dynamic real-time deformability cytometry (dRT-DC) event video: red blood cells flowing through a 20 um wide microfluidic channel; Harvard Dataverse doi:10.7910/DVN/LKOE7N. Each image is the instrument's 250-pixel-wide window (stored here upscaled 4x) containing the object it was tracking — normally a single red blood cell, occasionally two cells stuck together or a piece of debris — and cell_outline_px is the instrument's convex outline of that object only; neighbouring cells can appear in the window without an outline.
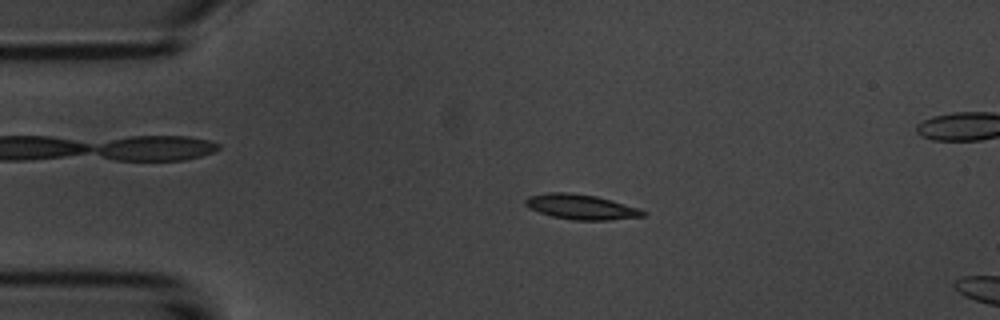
{"species": "common noctule bat (a hibernating species)", "species_latin": "Nyctalus noctula", "temperature_condition": "room temperature", "stored_images_in_passage": 55, "camera_frame_rate_fps": 3000, "um_per_image_px": 0.085, "animal": {"sex": "male", "body_mass_g": 20.1, "forearm_length_mm": 53.5}, "frame": {"image": 1, "passage_image": 11, "time_ms": 3.333, "image_size_px": [1000, 320], "cell_outline_px": [[648, 216], [608, 220], [572, 220], [552, 216], [528, 208], [524, 204], [524, 200], [528, 196], [548, 192], [572, 192], [596, 196], [612, 200], [640, 208], [648, 212]], "centroid_in_image_um": [49.42, 17.58], "position_along_channel_um": 35.6, "area_um2": 17.46}}
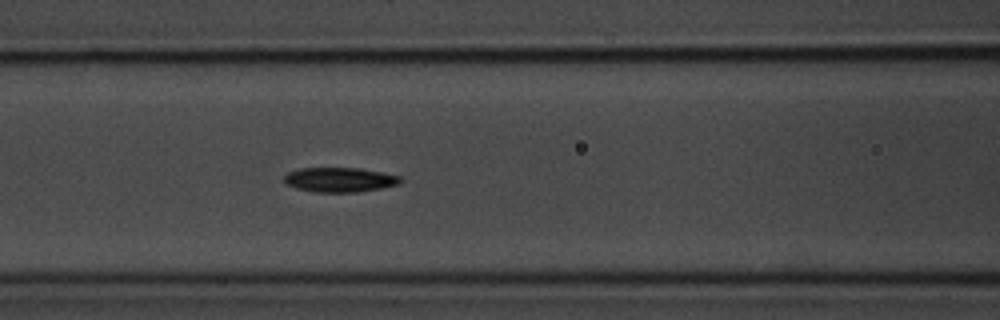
{"frame": {"image": 2, "passage_image": 22, "time_ms": 7.0, "image_size_px": [1000, 320], "cell_outline_px": [[404, 180], [400, 184], [380, 188], [356, 192], [316, 192], [296, 188], [284, 184], [284, 176], [288, 172], [300, 168], [360, 168], [384, 172], [400, 176]], "centroid_in_image_um": [28.89, 15.27], "position_along_channel_um": 137.7, "area_um2": 16.82}}
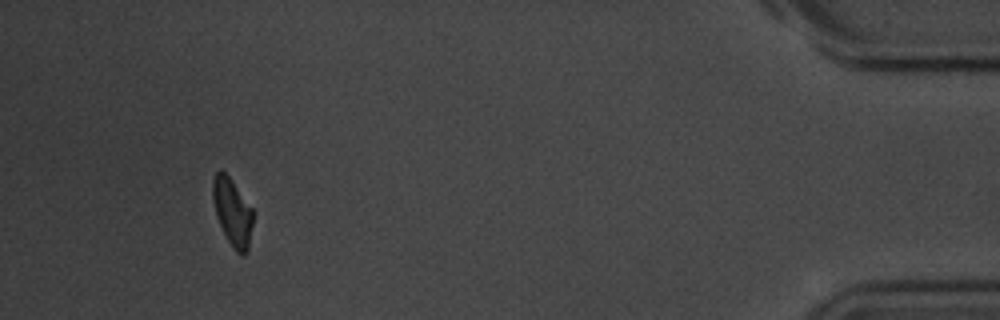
{"frame": {"image": 3, "passage_image": 50, "time_ms": 16.333, "image_size_px": [1000, 320], "cell_outline_px": [[252, 224], [248, 252], [244, 256], [240, 256], [232, 248], [216, 216], [212, 196], [212, 180], [216, 172], [220, 168], [232, 180], [252, 208]], "centroid_in_image_um": [19.75, 18.04], "position_along_channel_um": 415.5, "area_um2": 15.84}}